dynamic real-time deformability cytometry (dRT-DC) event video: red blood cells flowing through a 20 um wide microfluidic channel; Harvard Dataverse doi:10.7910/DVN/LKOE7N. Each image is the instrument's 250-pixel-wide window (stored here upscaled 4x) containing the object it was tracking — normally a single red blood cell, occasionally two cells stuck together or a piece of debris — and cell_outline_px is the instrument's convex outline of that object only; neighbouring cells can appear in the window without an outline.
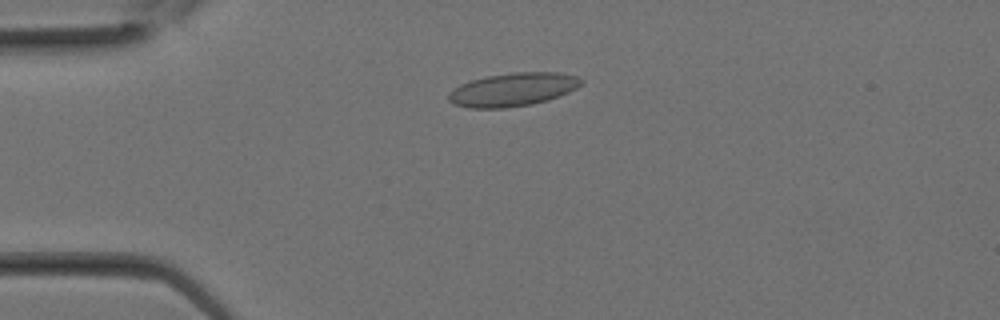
{"species": "Egyptian fruit bat (a non-hibernating species)", "species_latin": "Rousettus aegyptiacus", "temperature_condition": "room temperature", "stored_images_in_passage": 14, "camera_frame_rate_fps": 3000, "um_per_image_px": 0.085, "animal": {"sex": "female"}, "frame": {"image": 1, "passage_image": 2, "time_ms": 0.333, "image_size_px": [1000, 320], "cell_outline_px": [[584, 84], [560, 96], [548, 100], [532, 104], [508, 108], [468, 108], [452, 104], [448, 100], [448, 92], [460, 84], [472, 80], [488, 76], [512, 72], [560, 72], [576, 76], [584, 80]], "centroid_in_image_um": [43.6, 7.61], "position_along_channel_um": 41.4, "area_um2": 26.07}}
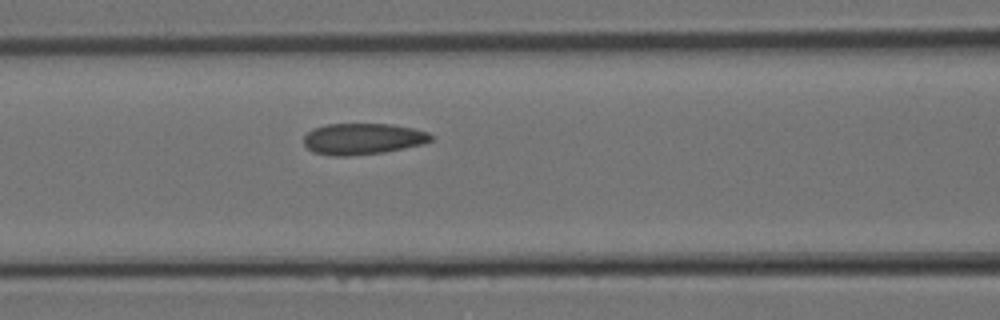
{"frame": {"image": 2, "passage_image": 7, "time_ms": 2.0, "image_size_px": [1000, 320], "cell_outline_px": [[432, 140], [424, 144], [384, 152], [348, 156], [332, 156], [312, 152], [304, 144], [304, 136], [312, 128], [324, 124], [388, 124], [412, 128], [428, 132], [432, 136]], "centroid_in_image_um": [30.81, 11.8], "position_along_channel_um": 135.8, "area_um2": 23.24}}
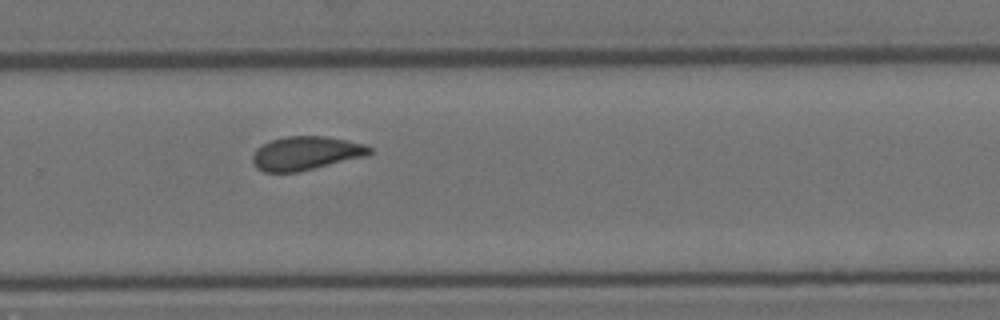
{"frame": {"image": 3, "passage_image": 14, "time_ms": 4.333, "image_size_px": [1000, 320], "cell_outline_px": [[372, 152], [368, 156], [296, 172], [264, 172], [256, 168], [252, 164], [252, 156], [256, 148], [272, 140], [288, 136], [324, 136], [364, 144], [372, 148]], "centroid_in_image_um": [25.99, 13.03], "position_along_channel_um": 303.8, "area_um2": 22.89}}